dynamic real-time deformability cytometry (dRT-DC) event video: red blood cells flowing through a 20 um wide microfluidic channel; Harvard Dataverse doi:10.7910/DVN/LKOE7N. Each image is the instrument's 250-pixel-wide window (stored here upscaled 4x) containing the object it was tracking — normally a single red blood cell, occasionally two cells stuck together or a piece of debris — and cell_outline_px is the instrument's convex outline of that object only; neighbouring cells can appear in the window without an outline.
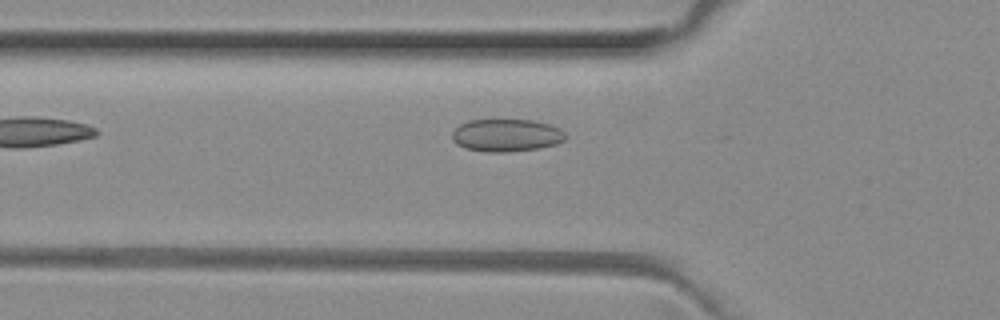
{"species": "common noctule bat (a hibernating species)", "species_latin": "Nyctalus noctula", "temperature_condition": "room temperature", "stored_images_in_passage": 17, "camera_frame_rate_fps": 3000, "um_per_image_px": 0.085, "animal": {"sex": "female", "body_mass_g": 29.2, "forearm_length_mm": 56.3}, "frame": {"image": 1, "passage_image": 4, "time_ms": 1.0, "image_size_px": [1000, 320], "cell_outline_px": [[568, 136], [564, 140], [556, 144], [540, 148], [508, 152], [484, 152], [464, 148], [456, 144], [452, 140], [452, 132], [460, 124], [468, 120], [532, 120], [548, 124], [560, 128]], "centroid_in_image_um": [43.04, 11.51], "position_along_channel_um": 82.8, "area_um2": 21.73}}
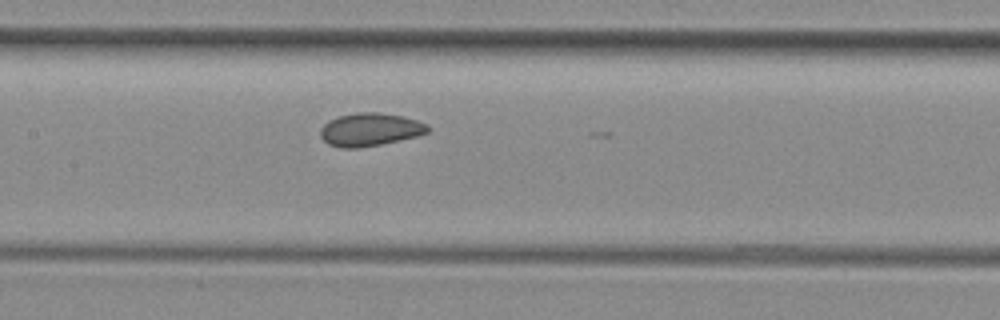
{"frame": {"image": 2, "passage_image": 11, "time_ms": 3.333, "image_size_px": [1000, 320], "cell_outline_px": [[432, 128], [428, 132], [416, 136], [380, 144], [356, 148], [340, 148], [328, 144], [320, 136], [320, 128], [328, 120], [340, 116], [356, 112], [380, 112], [400, 116], [416, 120], [428, 124]], "centroid_in_image_um": [31.44, 11.01], "position_along_channel_um": 176.0, "area_um2": 20.63}}
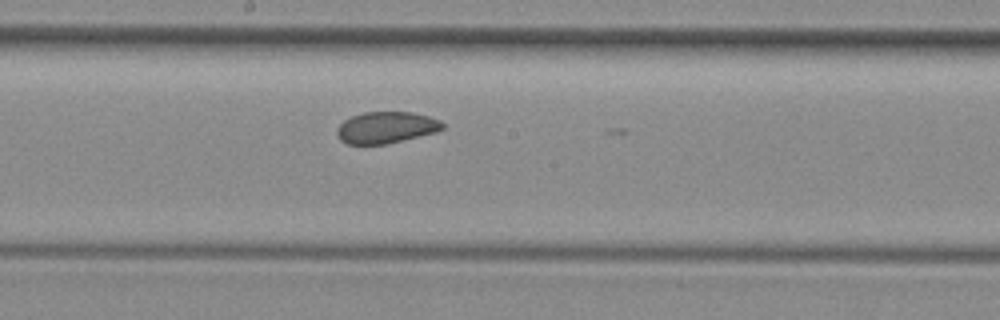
{"frame": {"image": 3, "passage_image": 14, "time_ms": 4.333, "image_size_px": [1000, 320], "cell_outline_px": [[444, 128], [436, 132], [388, 144], [348, 144], [340, 140], [336, 132], [336, 128], [344, 120], [352, 116], [364, 112], [412, 112], [428, 116], [440, 120], [444, 124]], "centroid_in_image_um": [32.82, 10.84], "position_along_channel_um": 215.4, "area_um2": 19.48}}